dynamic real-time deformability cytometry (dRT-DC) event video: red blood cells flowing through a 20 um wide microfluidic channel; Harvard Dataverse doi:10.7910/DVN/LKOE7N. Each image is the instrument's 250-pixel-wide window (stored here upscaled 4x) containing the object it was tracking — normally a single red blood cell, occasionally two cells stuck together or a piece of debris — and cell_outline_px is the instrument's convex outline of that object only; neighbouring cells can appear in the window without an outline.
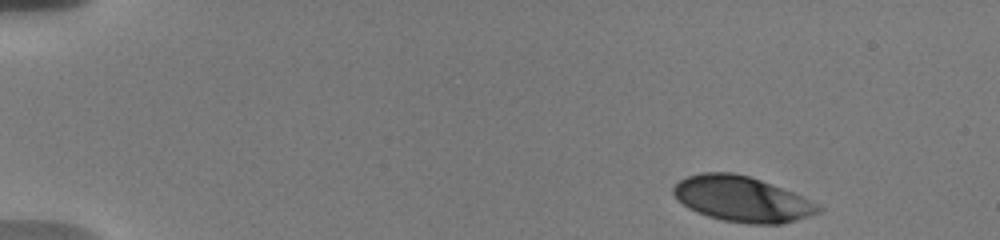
{"species": "human", "species_latin": "Homo sapiens", "temperature_condition": "warm", "stored_images_in_passage": 50, "camera_frame_rate_fps": 3000, "um_per_image_px": 0.085, "donor": {"sex": "male"}, "frame": {"image": 1, "passage_image": 1, "time_ms": 0.0, "image_size_px": [1000, 240], "cell_outline_px": [[824, 208], [820, 212], [796, 220], [780, 224], [748, 224], [724, 220], [708, 216], [696, 212], [688, 208], [672, 192], [672, 188], [680, 180], [688, 176], [700, 172], [732, 172], [748, 176], [772, 184], [792, 192]], "centroid_in_image_um": [63.05, 16.92], "position_along_channel_um": 21.9, "area_um2": 37.97}}
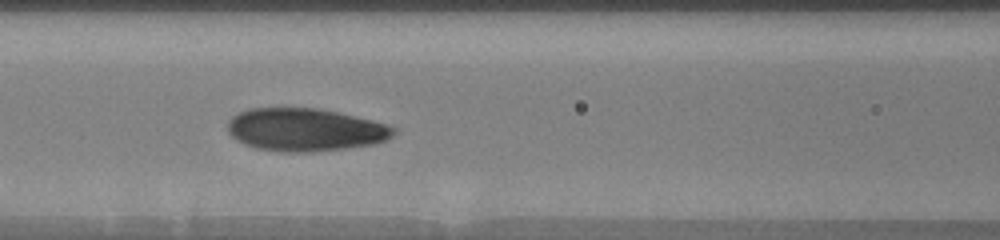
{"frame": {"image": 2, "passage_image": 20, "time_ms": 6.333, "image_size_px": [1000, 240], "cell_outline_px": [[396, 132], [392, 136], [384, 140], [372, 144], [344, 148], [312, 152], [280, 152], [256, 148], [244, 144], [236, 140], [228, 132], [228, 120], [232, 116], [248, 108], [320, 108], [372, 120], [396, 128]], "centroid_in_image_um": [25.89, 11.02], "position_along_channel_um": 140.7, "area_um2": 41.38}}
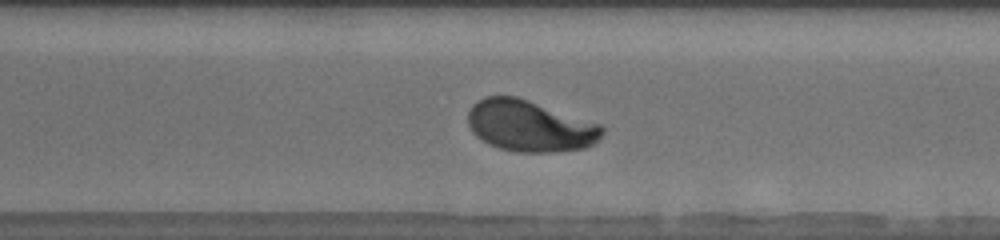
{"frame": {"image": 3, "passage_image": 35, "time_ms": 11.333, "image_size_px": [1000, 240], "cell_outline_px": [[604, 132], [592, 144], [584, 148], [552, 152], [516, 152], [500, 148], [488, 144], [476, 136], [472, 132], [468, 124], [468, 112], [472, 104], [484, 96], [516, 96], [600, 124], [604, 128]], "centroid_in_image_um": [44.99, 10.71], "position_along_channel_um": 325.6, "area_um2": 39.94}, "authors_computed_cell_mechanics": {"area_um2": 40.4311, "velocity_mm_per_s": 3.7084, "shape_relaxation_time_tau1_ms": 3.7843, "shape_relaxation_time_tau2_ms": null, "deformation_change_tau1": 0.1912, "deformation_change_tau2": null}}